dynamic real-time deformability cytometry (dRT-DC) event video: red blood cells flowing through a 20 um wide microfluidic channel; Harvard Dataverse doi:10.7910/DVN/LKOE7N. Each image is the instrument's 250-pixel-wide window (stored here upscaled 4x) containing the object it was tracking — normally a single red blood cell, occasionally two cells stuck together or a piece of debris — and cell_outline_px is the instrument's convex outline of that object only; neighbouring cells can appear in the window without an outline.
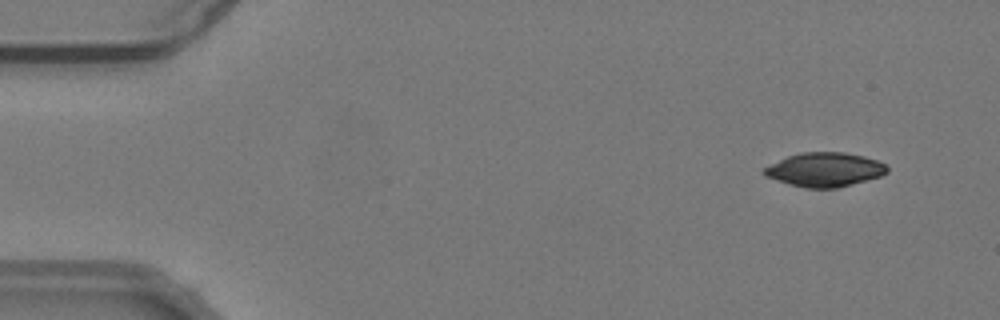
{"species": "common noctule bat (a hibernating species)", "species_latin": "Nyctalus noctula", "temperature_condition": "warm", "stored_images_in_passage": 54, "camera_frame_rate_fps": 3000, "um_per_image_px": 0.085, "animal": {"sex": "male", "body_mass_g": 19.2, "forearm_length_mm": 51.8}, "frame": {"image": 1, "passage_image": 5, "time_ms": 1.333, "image_size_px": [1000, 320], "cell_outline_px": [[888, 172], [880, 176], [836, 188], [804, 188], [788, 184], [764, 176], [760, 172], [764, 168], [788, 156], [800, 152], [844, 152], [864, 156], [888, 164]], "centroid_in_image_um": [70.09, 14.42], "position_along_channel_um": 14.9, "area_um2": 24.45}}
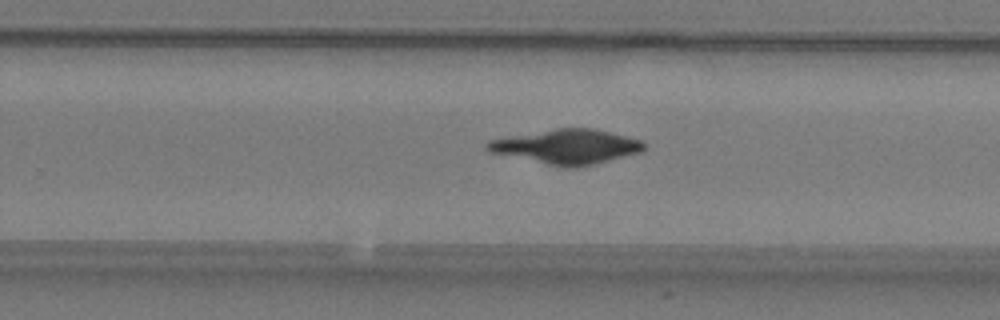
{"frame": {"image": 2, "passage_image": 35, "time_ms": 11.333, "image_size_px": [1000, 320], "cell_outline_px": [[644, 152], [576, 168], [568, 168], [548, 164], [492, 152], [484, 148], [484, 144], [488, 140], [556, 128], [592, 128], [640, 140], [644, 144]], "centroid_in_image_um": [48.18, 12.47], "position_along_channel_um": 281.6, "area_um2": 31.1}}
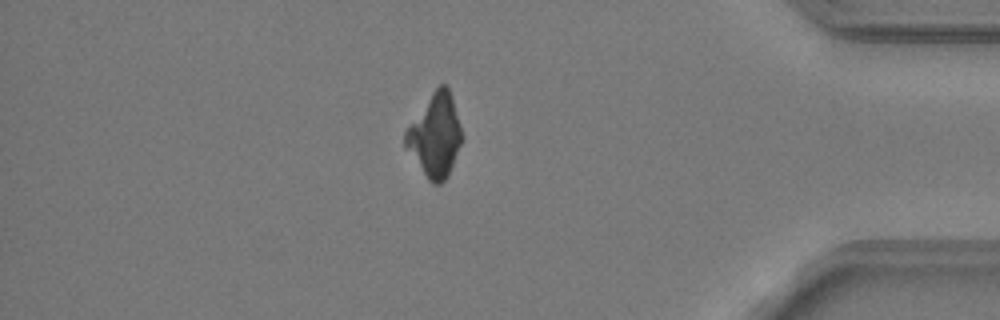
{"frame": {"image": 3, "passage_image": 47, "time_ms": 15.333, "image_size_px": [1000, 320], "cell_outline_px": [[464, 136], [448, 176], [440, 184], [432, 184], [428, 180], [404, 148], [404, 132], [432, 92], [440, 84], [444, 84], [448, 88], [452, 96]], "centroid_in_image_um": [36.98, 11.54], "position_along_channel_um": 398.2, "area_um2": 27.4}, "authors_computed_cell_mechanics": {"area_um2": 29.4491, "velocity_mm_per_s": 3.8152, "shape_relaxation_time_tau1_ms": 4.8023, "shape_relaxation_time_tau2_ms": null, "deformation_change_tau1": 0.1097, "deformation_change_tau2": null}}